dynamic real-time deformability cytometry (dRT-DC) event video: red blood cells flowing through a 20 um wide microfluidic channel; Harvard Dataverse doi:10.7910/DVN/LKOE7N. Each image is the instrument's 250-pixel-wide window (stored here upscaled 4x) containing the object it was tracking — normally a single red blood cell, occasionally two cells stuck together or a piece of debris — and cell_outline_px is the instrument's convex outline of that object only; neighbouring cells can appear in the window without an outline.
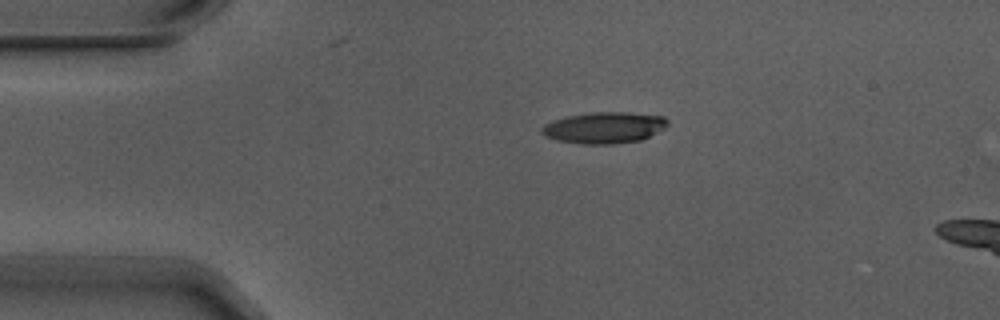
{"species": "Egyptian fruit bat (a non-hibernating species)", "species_latin": "Rousettus aegyptiacus", "temperature_condition": "warm", "stored_images_in_passage": 2, "camera_frame_rate_fps": 3000, "um_per_image_px": 0.085, "animal": {"sex": "male"}, "frame": {"image": 1, "passage_image": 1, "time_ms": 0.0, "image_size_px": [1000, 320], "cell_outline_px": [[668, 124], [664, 128], [640, 140], [612, 144], [584, 144], [556, 140], [540, 132], [540, 128], [544, 124], [552, 120], [568, 116], [588, 112], [628, 112], [664, 116], [668, 120]], "centroid_in_image_um": [51.34, 10.84], "position_along_channel_um": 33.7, "area_um2": 22.95}}